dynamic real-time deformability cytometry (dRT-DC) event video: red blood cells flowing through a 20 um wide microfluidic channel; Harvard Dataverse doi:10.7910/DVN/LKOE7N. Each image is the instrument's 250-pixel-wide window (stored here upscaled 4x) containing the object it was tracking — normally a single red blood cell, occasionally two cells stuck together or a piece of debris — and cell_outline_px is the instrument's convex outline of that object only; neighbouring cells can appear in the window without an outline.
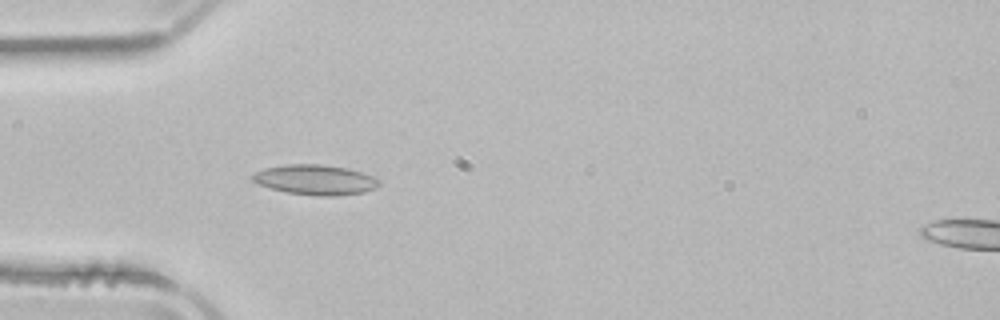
{"species": "common noctule bat (a hibernating species)", "species_latin": "Nyctalus noctula", "temperature_condition": "room temperature", "stored_images_in_passage": 38, "camera_frame_rate_fps": 3000, "um_per_image_px": 0.085, "animal": {"sex": "male", "body_mass_g": 21.5, "forearm_length_mm": 52.0}, "frame": {"image": 1, "passage_image": 2, "time_ms": 0.333, "image_size_px": [1000, 320], "cell_outline_px": [[380, 184], [376, 188], [360, 192], [336, 196], [316, 196], [288, 192], [272, 188], [260, 184], [252, 180], [252, 176], [256, 172], [264, 168], [284, 164], [320, 164], [348, 168], [372, 176], [380, 180]], "centroid_in_image_um": [26.81, 15.27], "position_along_channel_um": 58.2, "area_um2": 21.96}}
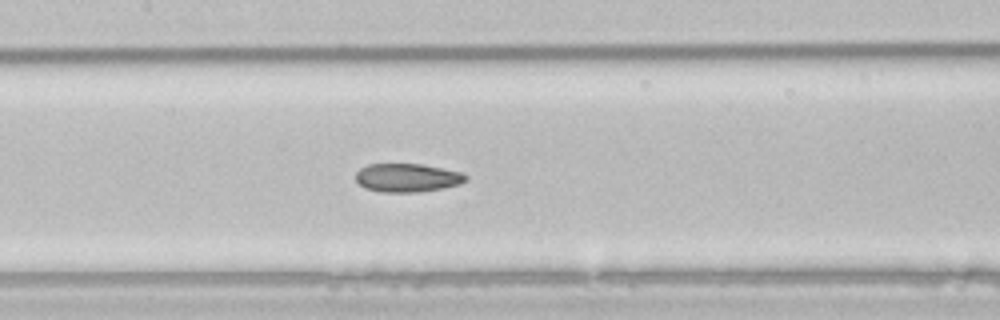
{"frame": {"image": 2, "passage_image": 11, "time_ms": 3.333, "image_size_px": [1000, 320], "cell_outline_px": [[468, 180], [460, 184], [420, 192], [380, 192], [364, 188], [356, 180], [356, 172], [360, 168], [368, 164], [420, 164], [460, 172], [468, 176]], "centroid_in_image_um": [34.59, 15.11], "position_along_channel_um": 172.8, "area_um2": 18.21}}
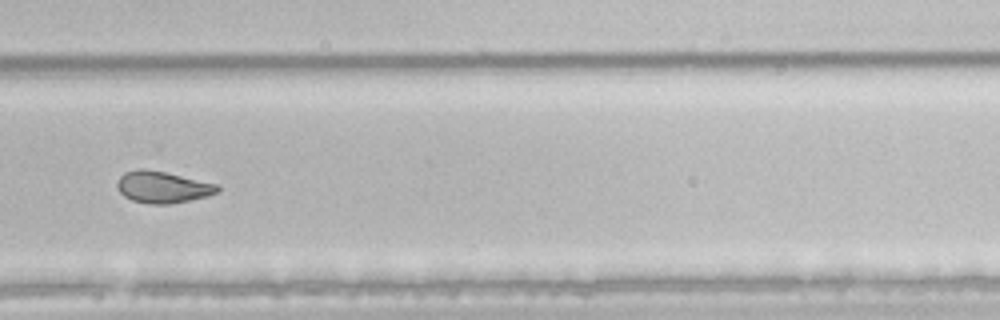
{"frame": {"image": 3, "passage_image": 22, "time_ms": 7.0, "image_size_px": [1000, 320], "cell_outline_px": [[220, 192], [208, 196], [168, 204], [148, 204], [132, 200], [124, 196], [116, 188], [116, 180], [124, 172], [140, 168], [144, 168], [164, 172], [220, 184]], "centroid_in_image_um": [13.82, 15.9], "position_along_channel_um": 316.0, "area_um2": 18.73}, "authors_computed_cell_mechanics": {"area_um2": 19.2763, "velocity_mm_per_s": 3.9247, "shape_relaxation_time_tau1_ms": null, "shape_relaxation_time_tau2_ms": 1.9948, "deformation_change_tau1": null, "deformation_change_tau2": 0.0735}}